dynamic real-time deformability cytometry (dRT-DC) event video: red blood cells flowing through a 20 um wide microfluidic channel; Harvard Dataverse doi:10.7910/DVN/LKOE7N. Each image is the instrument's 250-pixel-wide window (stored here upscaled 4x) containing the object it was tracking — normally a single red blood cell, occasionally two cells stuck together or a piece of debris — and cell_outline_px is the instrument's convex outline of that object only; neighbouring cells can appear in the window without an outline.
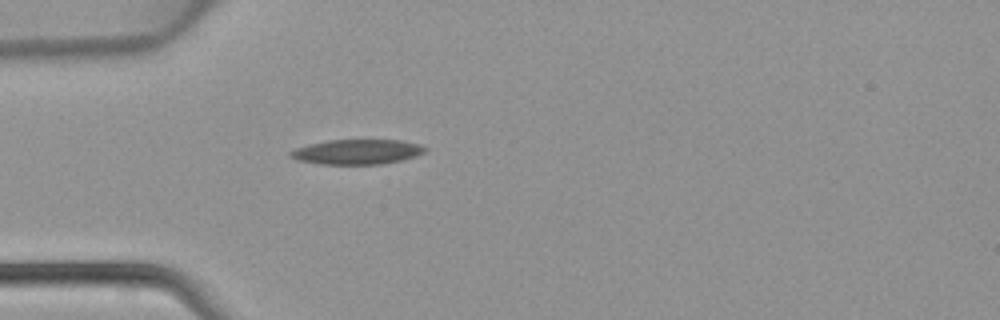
{"species": "common noctule bat (a hibernating species)", "species_latin": "Nyctalus noctula", "temperature_condition": "warm", "stored_images_in_passage": 2, "camera_frame_rate_fps": 3000, "um_per_image_px": 0.085, "animal": {"sex": "female", "body_mass_g": 22.7, "forearm_length_mm": 54.2}, "frame": {"image": 1, "passage_image": 2, "time_ms": 0.333, "image_size_px": [1000, 320], "cell_outline_px": [[428, 148], [424, 152], [416, 156], [400, 160], [380, 164], [320, 164], [296, 160], [288, 156], [288, 152], [296, 148], [328, 140], [400, 140], [420, 144]], "centroid_in_image_um": [30.34, 12.91], "position_along_channel_um": 54.7, "area_um2": 19.48}}